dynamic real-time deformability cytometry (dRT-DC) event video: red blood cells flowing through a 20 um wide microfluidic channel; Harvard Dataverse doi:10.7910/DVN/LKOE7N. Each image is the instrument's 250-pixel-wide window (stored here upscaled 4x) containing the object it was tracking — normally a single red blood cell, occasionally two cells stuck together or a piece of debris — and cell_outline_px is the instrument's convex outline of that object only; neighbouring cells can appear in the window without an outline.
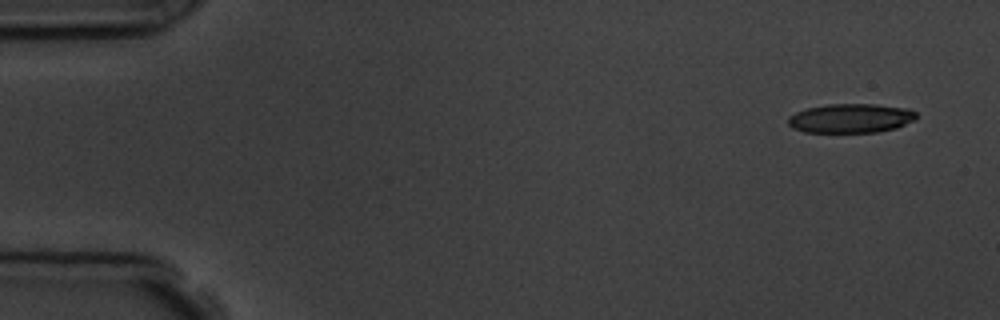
{"species": "common noctule bat (a hibernating species)", "species_latin": "Nyctalus noctula", "temperature_condition": "room temperature", "stored_images_in_passage": 5, "camera_frame_rate_fps": 3000, "um_per_image_px": 0.085, "animal": {"sex": "male", "body_mass_g": 19.5, "forearm_length_mm": 54.6}, "frame": {"image": 1, "passage_image": 1, "time_ms": 0.0, "image_size_px": [1000, 320], "cell_outline_px": [[916, 120], [896, 128], [876, 132], [804, 132], [792, 128], [788, 124], [788, 116], [796, 112], [808, 108], [828, 104], [872, 104], [908, 108], [916, 112]], "centroid_in_image_um": [72.32, 10.05], "position_along_channel_um": 12.7, "area_um2": 21.85}}
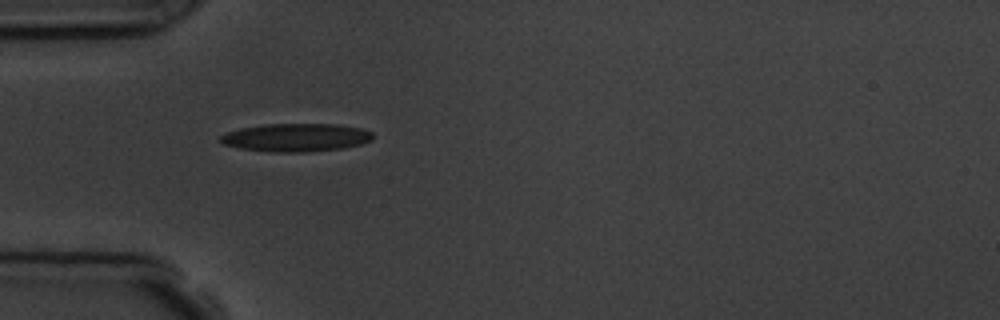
{"frame": {"image": 2, "passage_image": 4, "time_ms": 4.333, "image_size_px": [1000, 320], "cell_outline_px": [[372, 140], [360, 144], [344, 148], [308, 152], [276, 152], [240, 148], [224, 144], [220, 140], [220, 136], [228, 132], [240, 128], [264, 124], [336, 124], [360, 128], [372, 132]], "centroid_in_image_um": [25.18, 11.68], "position_along_channel_um": 59.8, "area_um2": 24.85}}